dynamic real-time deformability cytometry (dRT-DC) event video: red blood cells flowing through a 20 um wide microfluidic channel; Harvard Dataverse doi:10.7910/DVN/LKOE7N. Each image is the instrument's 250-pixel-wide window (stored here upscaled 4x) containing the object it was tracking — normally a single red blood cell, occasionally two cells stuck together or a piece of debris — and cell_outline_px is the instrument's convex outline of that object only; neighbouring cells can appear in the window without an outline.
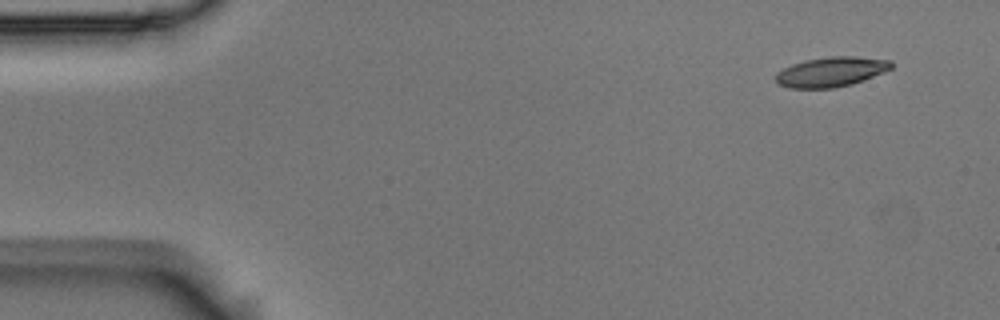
{"species": "Egyptian fruit bat (a non-hibernating species)", "species_latin": "Rousettus aegyptiacus", "temperature_condition": "room temperature", "stored_images_in_passage": 4, "camera_frame_rate_fps": 3000, "um_per_image_px": 0.085, "animal": {"sex": "male"}, "frame": {"image": 1, "passage_image": 1, "time_ms": 0.0, "image_size_px": [1000, 320], "cell_outline_px": [[892, 68], [884, 72], [864, 80], [852, 84], [832, 88], [788, 88], [776, 84], [776, 72], [792, 64], [804, 60], [828, 56], [856, 56], [892, 60]], "centroid_in_image_um": [70.63, 6.1], "position_along_channel_um": 14.4, "area_um2": 20.29}}